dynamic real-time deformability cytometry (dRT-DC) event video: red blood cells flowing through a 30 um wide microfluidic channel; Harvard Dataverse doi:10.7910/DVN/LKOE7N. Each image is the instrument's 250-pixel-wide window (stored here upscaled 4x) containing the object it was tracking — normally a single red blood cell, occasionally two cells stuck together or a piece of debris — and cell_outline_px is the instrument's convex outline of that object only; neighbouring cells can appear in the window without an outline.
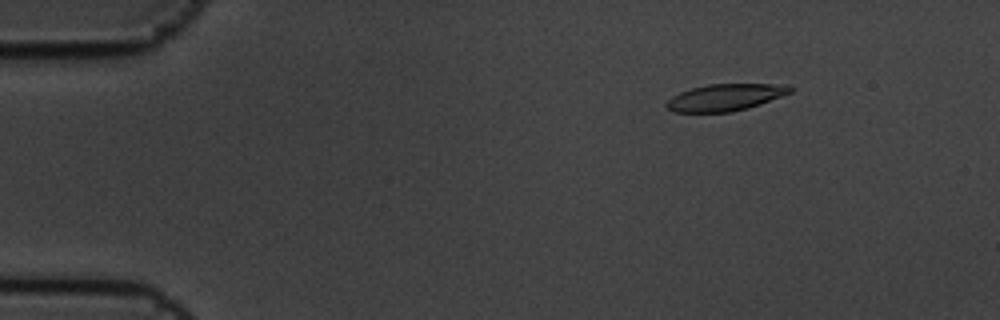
{"species": "common noctule bat (a hibernating species)", "species_latin": "Nyctalus noctula", "temperature_condition": "cold", "stored_images_in_passage": 5, "camera_frame_rate_fps": 3000, "um_per_image_px": 0.085, "animal": {"sex": "male", "body_mass_g": 19.5, "forearm_length_mm": 54.6}, "frame": {"image": 1, "passage_image": 3, "time_ms": 0.667, "image_size_px": [1000, 320], "cell_outline_px": [[792, 92], [760, 104], [748, 108], [732, 112], [676, 112], [668, 108], [664, 104], [672, 96], [680, 92], [692, 88], [708, 84], [788, 84], [792, 88]], "centroid_in_image_um": [61.66, 8.27], "position_along_channel_um": 23.3, "area_um2": 19.31}}